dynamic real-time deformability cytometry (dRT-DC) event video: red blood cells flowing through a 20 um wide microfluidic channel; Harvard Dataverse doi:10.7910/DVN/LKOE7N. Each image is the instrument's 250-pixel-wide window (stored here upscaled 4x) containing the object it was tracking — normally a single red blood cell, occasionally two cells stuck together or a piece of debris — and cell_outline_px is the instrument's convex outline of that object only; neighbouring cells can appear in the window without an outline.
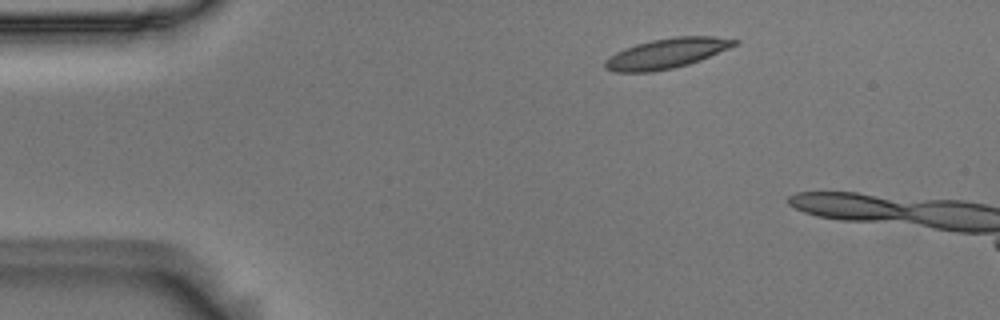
{"species": "Egyptian fruit bat (a non-hibernating species)", "species_latin": "Rousettus aegyptiacus", "temperature_condition": "room temperature", "stored_images_in_passage": 12, "camera_frame_rate_fps": 3000, "um_per_image_px": 0.085, "animal": {"sex": "male"}, "frame": {"image": 1, "passage_image": 6, "time_ms": 1.667, "image_size_px": [1000, 320], "cell_outline_px": [[740, 40], [736, 44], [728, 48], [700, 60], [688, 64], [672, 68], [652, 72], [616, 72], [604, 68], [604, 60], [616, 52], [624, 48], [636, 44], [652, 40], [676, 36], [712, 36]], "centroid_in_image_um": [56.62, 4.54], "position_along_channel_um": 28.4, "area_um2": 22.48}}